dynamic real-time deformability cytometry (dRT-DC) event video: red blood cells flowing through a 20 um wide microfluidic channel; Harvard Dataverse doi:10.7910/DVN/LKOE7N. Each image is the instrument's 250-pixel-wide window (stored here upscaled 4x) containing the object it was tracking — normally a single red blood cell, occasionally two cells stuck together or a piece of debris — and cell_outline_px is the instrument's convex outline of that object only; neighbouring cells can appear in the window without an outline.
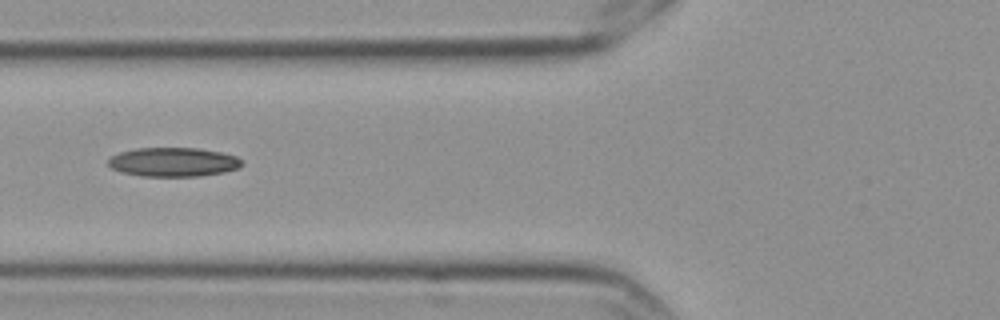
{"species": "Egyptian fruit bat (a non-hibernating species)", "species_latin": "Rousettus aegyptiacus", "temperature_condition": "cold", "stored_images_in_passage": 9, "camera_frame_rate_fps": 3000, "um_per_image_px": 0.085, "frame": {"image": 1, "passage_image": 6, "time_ms": 1.667, "image_size_px": [1000, 320], "cell_outline_px": [[244, 164], [240, 168], [224, 172], [200, 176], [140, 176], [120, 172], [112, 168], [108, 164], [108, 160], [112, 156], [120, 152], [136, 148], [200, 148], [220, 152], [236, 156], [244, 160]], "centroid_in_image_um": [14.77, 13.77], "position_along_channel_um": 111.0, "area_um2": 22.83}}
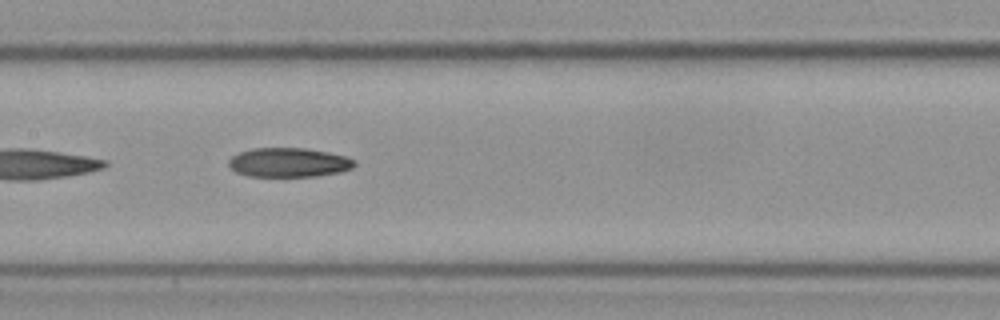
{"frame": {"image": 2, "passage_image": 8, "time_ms": 2.333, "image_size_px": [1000, 320], "cell_outline_px": [[356, 164], [352, 168], [340, 172], [316, 176], [248, 176], [236, 172], [228, 164], [228, 160], [232, 156], [240, 152], [252, 148], [304, 148], [328, 152], [344, 156], [356, 160]], "centroid_in_image_um": [24.55, 13.81], "position_along_channel_um": 182.9, "area_um2": 21.39}}
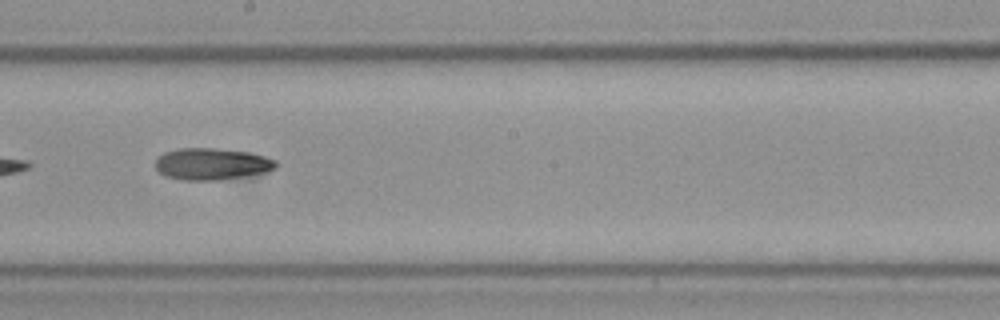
{"frame": {"image": 3, "passage_image": 9, "time_ms": 2.667, "image_size_px": [1000, 320], "cell_outline_px": [[276, 168], [268, 172], [244, 176], [216, 180], [184, 180], [168, 176], [160, 172], [156, 168], [156, 160], [164, 152], [180, 148], [216, 148], [248, 152], [264, 156], [276, 160]], "centroid_in_image_um": [18.03, 13.93], "position_along_channel_um": 230.2, "area_um2": 22.14}}